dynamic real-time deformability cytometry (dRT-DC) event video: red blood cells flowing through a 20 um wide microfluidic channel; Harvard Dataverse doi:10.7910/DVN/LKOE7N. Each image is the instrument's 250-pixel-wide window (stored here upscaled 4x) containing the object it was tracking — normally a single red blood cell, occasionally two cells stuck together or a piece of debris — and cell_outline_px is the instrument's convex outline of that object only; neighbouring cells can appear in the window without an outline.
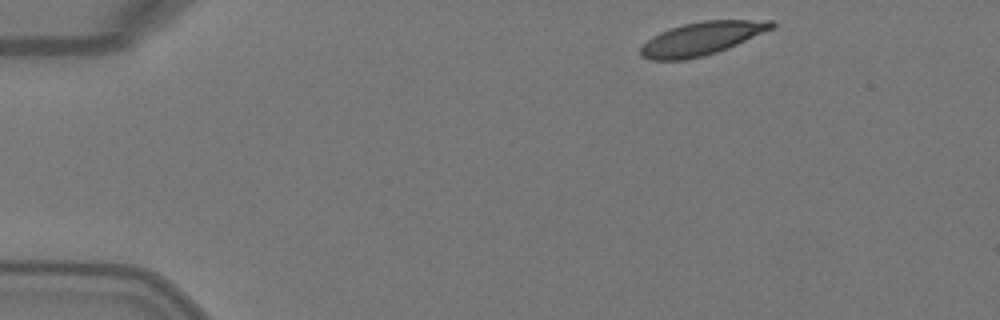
{"species": "Egyptian fruit bat (a non-hibernating species)", "species_latin": "Rousettus aegyptiacus", "temperature_condition": "warm", "stored_images_in_passage": 2, "camera_frame_rate_fps": 3000, "um_per_image_px": 0.085, "animal": {"sex": "female"}, "frame": {"image": 1, "passage_image": 1, "time_ms": 0.0, "image_size_px": [1000, 320], "cell_outline_px": [[776, 24], [772, 28], [728, 48], [704, 56], [684, 60], [648, 60], [640, 56], [640, 48], [652, 36], [660, 32], [684, 24], [704, 20], [776, 20]], "centroid_in_image_um": [59.62, 3.28], "position_along_channel_um": 25.4, "area_um2": 25.14}}